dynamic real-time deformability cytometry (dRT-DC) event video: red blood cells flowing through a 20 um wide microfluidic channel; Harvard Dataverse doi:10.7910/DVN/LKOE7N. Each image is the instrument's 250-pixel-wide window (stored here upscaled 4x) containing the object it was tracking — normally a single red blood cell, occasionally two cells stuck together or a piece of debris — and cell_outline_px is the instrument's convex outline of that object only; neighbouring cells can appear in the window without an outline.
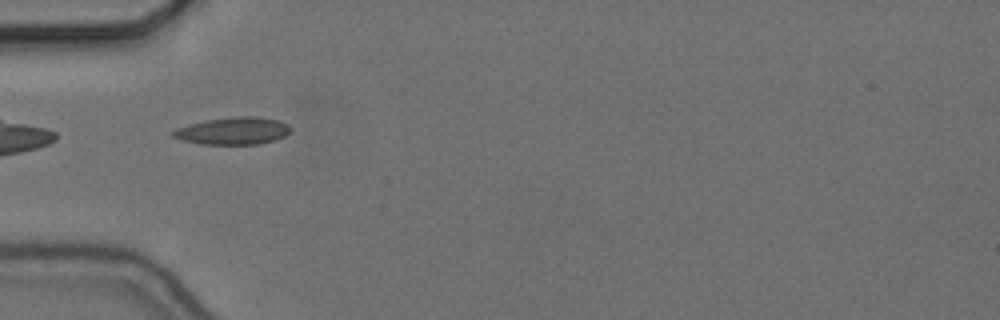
{"species": "common noctule bat (a hibernating species)", "species_latin": "Nyctalus noctula", "temperature_condition": "cold", "stored_images_in_passage": 41, "camera_frame_rate_fps": 3000, "um_per_image_px": 0.085, "animal": {"sex": "female", "body_mass_g": 24.6, "forearm_length_mm": 56.2}, "frame": {"image": 1, "passage_image": 3, "time_ms": 0.667, "image_size_px": [1000, 320], "cell_outline_px": [[292, 128], [284, 136], [276, 140], [260, 144], [200, 144], [180, 140], [172, 136], [172, 132], [176, 128], [188, 124], [204, 120], [232, 116], [256, 116], [276, 120], [288, 124]], "centroid_in_image_um": [19.78, 11.12], "position_along_channel_um": 65.2, "area_um2": 18.9}}
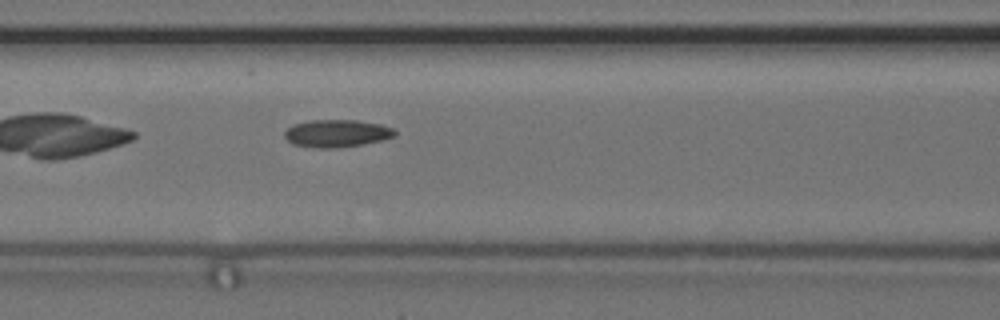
{"frame": {"image": 2, "passage_image": 9, "time_ms": 2.667, "image_size_px": [1000, 320], "cell_outline_px": [[396, 136], [384, 140], [364, 144], [332, 148], [320, 148], [292, 144], [284, 136], [284, 132], [292, 124], [308, 120], [356, 120], [380, 124], [392, 128], [396, 132]], "centroid_in_image_um": [28.63, 11.33], "position_along_channel_um": 138.0, "area_um2": 17.74}}
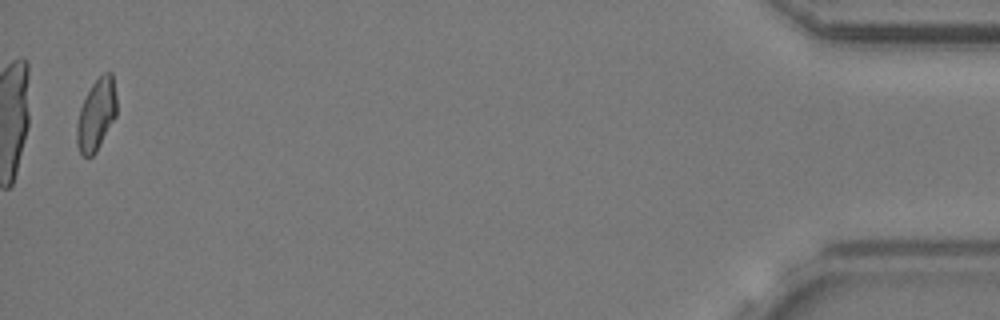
{"frame": {"image": 3, "passage_image": 40, "time_ms": 13.0, "image_size_px": [1000, 320], "cell_outline_px": [[116, 116], [96, 152], [92, 156], [84, 156], [80, 152], [76, 144], [76, 124], [80, 108], [92, 84], [104, 72], [112, 72], [116, 96]], "centroid_in_image_um": [8.18, 9.76], "position_along_channel_um": 427.0, "area_um2": 16.53}, "authors_computed_cell_mechanics": {"area_um2": 17.1666, "velocity_mm_per_s": 3.6646, "shape_relaxation_time_tau1_ms": null, "shape_relaxation_time_tau2_ms": 2.7537, "deformation_change_tau1": null, "deformation_change_tau2": 0.0967}}